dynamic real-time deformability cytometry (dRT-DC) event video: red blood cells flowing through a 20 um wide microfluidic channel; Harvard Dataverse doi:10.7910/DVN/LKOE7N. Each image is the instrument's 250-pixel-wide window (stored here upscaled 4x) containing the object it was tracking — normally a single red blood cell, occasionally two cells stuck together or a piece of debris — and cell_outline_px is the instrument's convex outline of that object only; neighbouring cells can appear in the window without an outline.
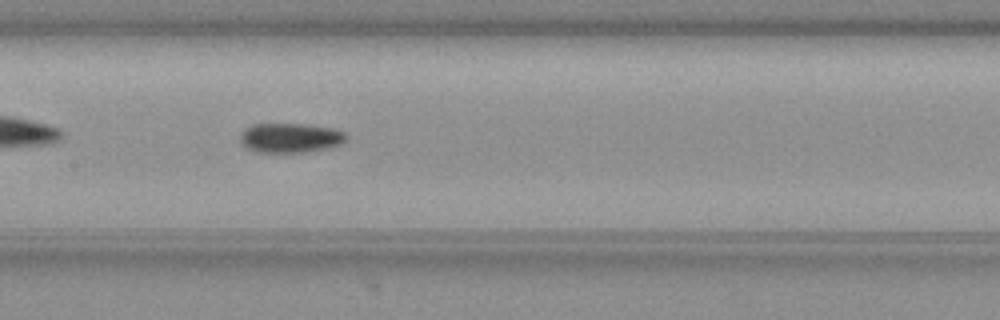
{"species": "common noctule bat (a hibernating species)", "species_latin": "Nyctalus noctula", "temperature_condition": "warm", "stored_images_in_passage": 40, "camera_frame_rate_fps": 3000, "um_per_image_px": 0.085, "animal": {"sex": "female", "body_mass_g": 19.3, "forearm_length_mm": 54.1}, "frame": {"image": 1, "passage_image": 12, "time_ms": 3.667, "image_size_px": [1000, 320], "cell_outline_px": [[348, 140], [332, 148], [304, 152], [256, 152], [244, 148], [240, 140], [244, 132], [252, 124], [304, 124], [332, 128], [344, 132], [348, 136]], "centroid_in_image_um": [24.73, 11.73], "position_along_channel_um": 182.7, "area_um2": 18.32}}
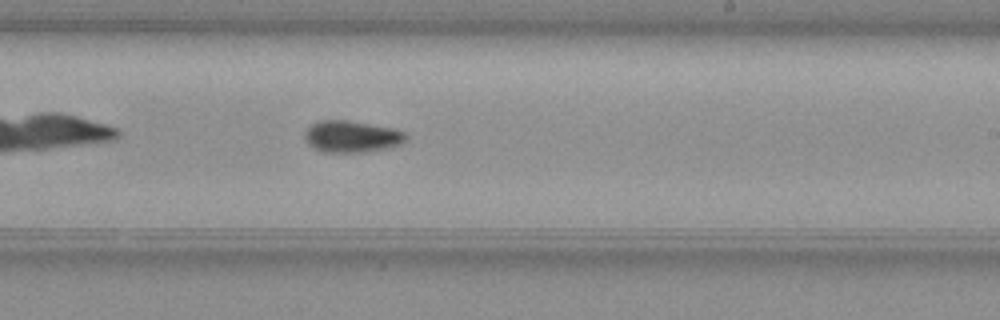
{"frame": {"image": 2, "passage_image": 18, "time_ms": 5.667, "image_size_px": [1000, 320], "cell_outline_px": [[408, 136], [400, 144], [388, 148], [364, 152], [324, 152], [312, 148], [308, 144], [304, 136], [304, 132], [312, 124], [320, 120], [348, 120], [392, 128], [404, 132]], "centroid_in_image_um": [29.87, 11.61], "position_along_channel_um": 259.1, "area_um2": 18.67}}
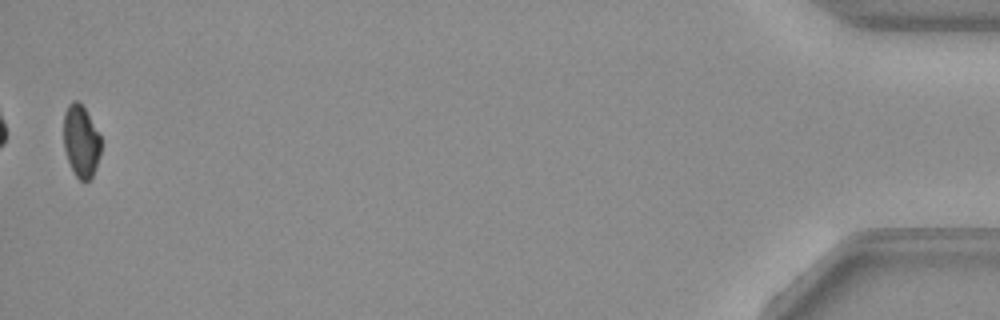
{"frame": {"image": 3, "passage_image": 39, "time_ms": 12.667, "image_size_px": [1000, 320], "cell_outline_px": [[100, 156], [96, 168], [92, 176], [84, 184], [76, 176], [68, 160], [64, 148], [64, 112], [68, 104], [72, 100], [76, 100], [84, 108], [100, 136]], "centroid_in_image_um": [6.88, 12.02], "position_along_channel_um": 428.3, "area_um2": 15.55}}